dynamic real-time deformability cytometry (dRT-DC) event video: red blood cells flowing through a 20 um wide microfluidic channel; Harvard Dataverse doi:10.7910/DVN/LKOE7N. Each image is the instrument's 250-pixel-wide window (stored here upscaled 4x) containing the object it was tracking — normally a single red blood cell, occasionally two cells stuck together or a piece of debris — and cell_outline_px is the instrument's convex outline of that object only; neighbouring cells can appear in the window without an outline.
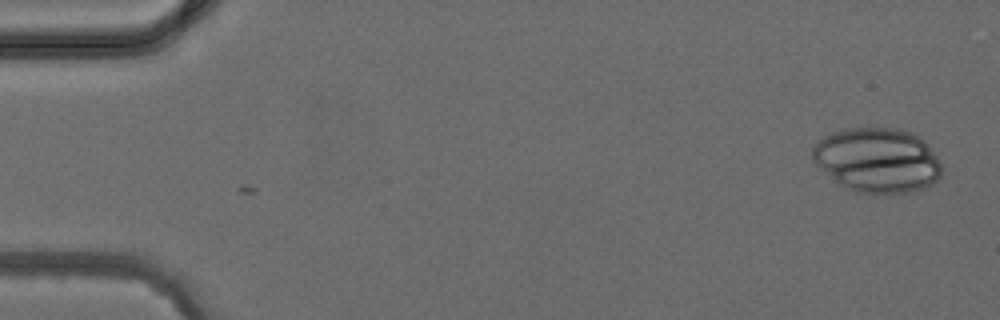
{"species": "common noctule bat (a hibernating species)", "species_latin": "Nyctalus noctula", "temperature_condition": "cold", "stored_images_in_passage": 2, "camera_frame_rate_fps": 3000, "um_per_image_px": 0.085, "animal": {"sex": "female", "body_mass_g": 24.6, "forearm_length_mm": 56.2}, "frame": {"image": 1, "passage_image": 2, "time_ms": 1.333, "image_size_px": [1000, 320], "cell_outline_px": [[940, 176], [932, 184], [924, 188], [908, 192], [856, 192], [844, 188], [820, 168], [812, 160], [812, 148], [816, 140], [832, 132], [844, 128], [900, 128], [912, 132], [920, 136], [924, 140], [936, 156], [940, 164]], "centroid_in_image_um": [74.54, 13.58], "position_along_channel_um": 10.5, "area_um2": 48.67}}